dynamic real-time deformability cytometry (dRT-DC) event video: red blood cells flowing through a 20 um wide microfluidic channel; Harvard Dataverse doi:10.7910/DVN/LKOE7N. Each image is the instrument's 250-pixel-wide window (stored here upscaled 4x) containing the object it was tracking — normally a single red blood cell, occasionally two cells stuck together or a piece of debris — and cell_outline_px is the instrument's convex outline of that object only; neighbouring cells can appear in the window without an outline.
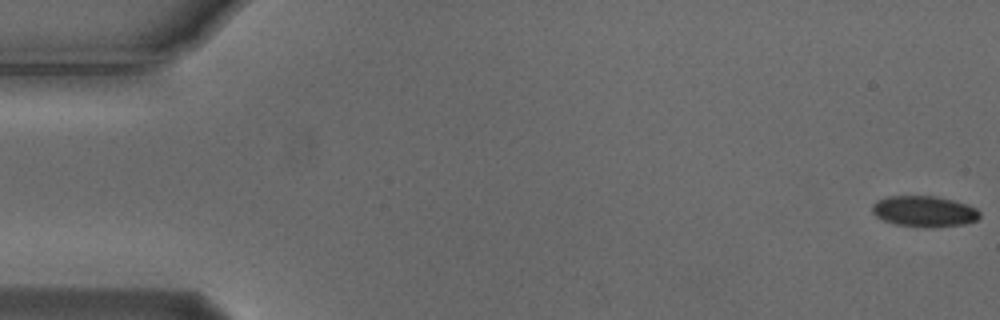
{"species": "Egyptian fruit bat (a non-hibernating species)", "species_latin": "Rousettus aegyptiacus", "temperature_condition": "cold", "stored_images_in_passage": 6, "camera_frame_rate_fps": 3000, "um_per_image_px": 0.085, "animal": {"sex": "male"}, "frame": {"image": 1, "passage_image": 1, "time_ms": 0.0, "image_size_px": [1000, 320], "cell_outline_px": [[980, 216], [976, 220], [964, 224], [928, 228], [924, 228], [896, 224], [884, 220], [876, 216], [872, 212], [872, 204], [876, 200], [888, 196], [936, 196], [968, 204], [976, 208], [980, 212]], "centroid_in_image_um": [78.55, 17.96], "position_along_channel_um": 6.4, "area_um2": 19.48}}